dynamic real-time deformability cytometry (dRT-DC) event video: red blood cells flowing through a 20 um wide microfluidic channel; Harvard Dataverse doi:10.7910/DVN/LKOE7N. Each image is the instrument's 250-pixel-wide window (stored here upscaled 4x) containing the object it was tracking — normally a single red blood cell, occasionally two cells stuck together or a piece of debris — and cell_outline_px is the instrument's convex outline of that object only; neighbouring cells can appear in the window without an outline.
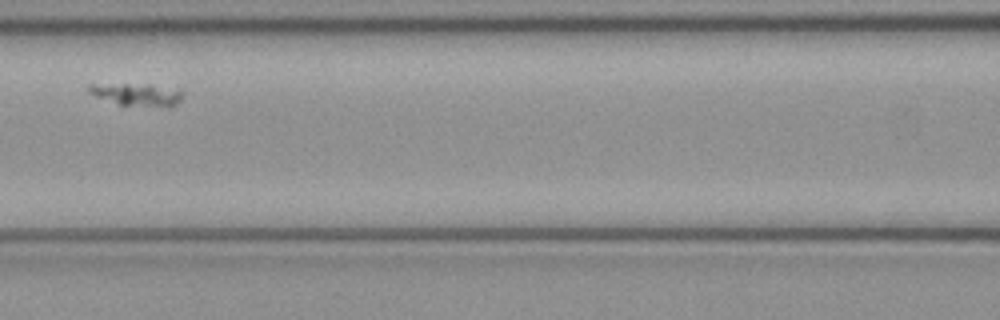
{"species": "common noctule bat (a hibernating species)", "species_latin": "Nyctalus noctula", "temperature_condition": "cold", "stored_images_in_passage": 3, "camera_frame_rate_fps": 3000, "um_per_image_px": 0.085, "animal": {"sex": "female", "body_mass_g": 21.9}, "frame": {"image": 1, "passage_image": 3, "time_ms": 0.667, "image_size_px": [1000, 320], "cell_outline_px": [[184, 92], [180, 100], [176, 104], [168, 108], [124, 108], [96, 96], [88, 92], [88, 84], [148, 84], [180, 88]], "centroid_in_image_um": [11.7, 8.08], "position_along_channel_um": 154.9, "area_um2": 13.35}}